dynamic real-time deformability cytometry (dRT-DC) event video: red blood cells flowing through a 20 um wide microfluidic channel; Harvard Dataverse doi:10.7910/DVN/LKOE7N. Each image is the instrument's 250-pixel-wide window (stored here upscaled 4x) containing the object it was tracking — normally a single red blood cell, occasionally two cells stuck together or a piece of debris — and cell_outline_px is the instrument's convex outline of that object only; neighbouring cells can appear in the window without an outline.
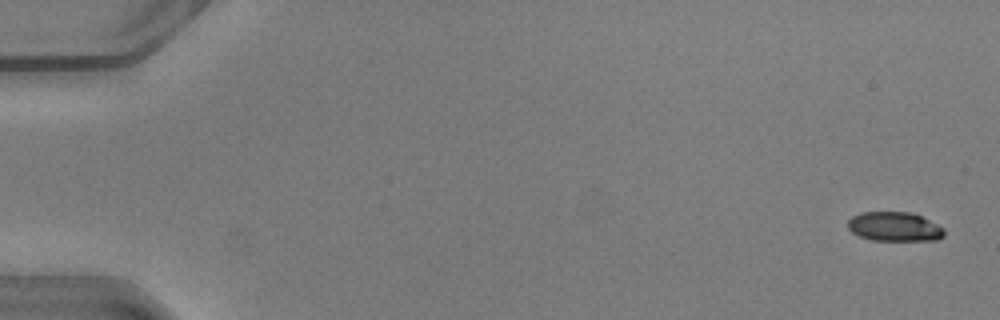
{"species": "common noctule bat (a hibernating species)", "species_latin": "Nyctalus noctula", "temperature_condition": "warm", "stored_images_in_passage": 51, "camera_frame_rate_fps": 3000, "um_per_image_px": 0.085, "animal": {"sex": "male", "body_mass_g": 20.5, "forearm_length_mm": 52.5}, "frame": {"image": 1, "passage_image": 2, "time_ms": 0.333, "image_size_px": [1000, 320], "cell_outline_px": [[944, 236], [936, 240], [872, 240], [860, 236], [852, 232], [848, 228], [848, 220], [852, 216], [860, 212], [912, 212], [944, 228]], "centroid_in_image_um": [76.01, 19.26], "position_along_channel_um": 9.0, "area_um2": 16.36}}
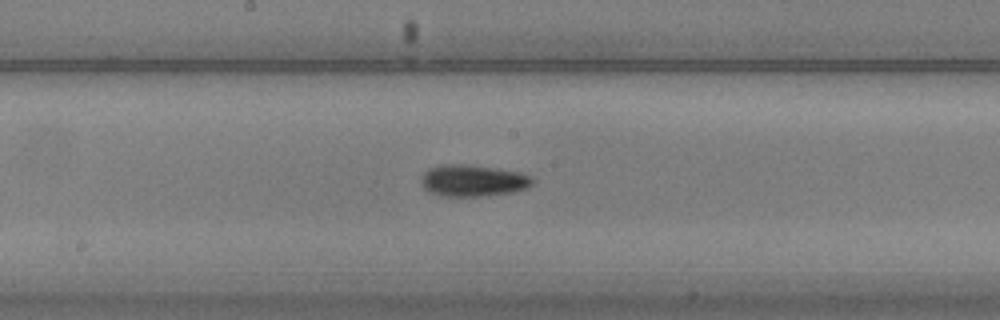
{"frame": {"image": 2, "passage_image": 28, "time_ms": 9.0, "image_size_px": [1000, 320], "cell_outline_px": [[532, 184], [528, 188], [516, 192], [480, 196], [440, 196], [428, 192], [424, 188], [420, 180], [424, 172], [428, 168], [440, 164], [464, 164], [520, 172], [532, 176]], "centroid_in_image_um": [40.18, 15.36], "position_along_channel_um": 208.0, "area_um2": 20.69}}
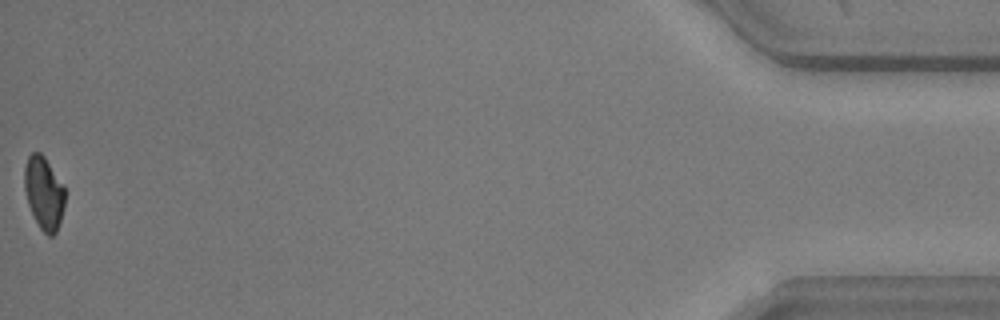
{"frame": {"image": 3, "passage_image": 51, "time_ms": 16.667, "image_size_px": [1000, 320], "cell_outline_px": [[64, 208], [56, 232], [52, 236], [48, 236], [40, 228], [28, 204], [24, 188], [24, 168], [28, 156], [32, 152], [40, 152], [44, 156], [64, 184]], "centroid_in_image_um": [3.73, 16.37], "position_along_channel_um": 431.5, "area_um2": 17.17}, "authors_computed_cell_mechanics": {"area_um2": 18.496, "velocity_mm_per_s": 4.1101, "shape_relaxation_time_tau1_ms": 2.1352, "shape_relaxation_time_tau2_ms": 7.2974, "deformation_change_tau1": 0.1181, "deformation_change_tau2": 0.1219}}